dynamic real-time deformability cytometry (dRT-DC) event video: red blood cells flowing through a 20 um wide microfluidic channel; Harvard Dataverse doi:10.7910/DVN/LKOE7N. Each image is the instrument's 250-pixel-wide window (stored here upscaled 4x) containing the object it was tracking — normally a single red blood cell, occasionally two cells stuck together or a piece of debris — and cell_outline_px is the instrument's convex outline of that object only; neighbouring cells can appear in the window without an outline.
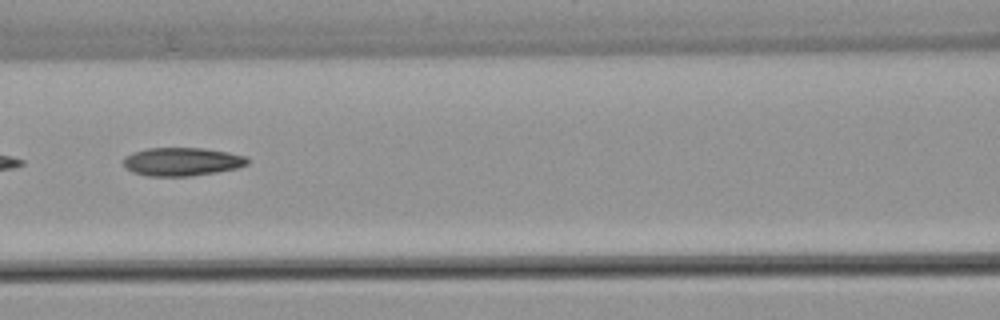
{"species": "common noctule bat (a hibernating species)", "species_latin": "Nyctalus noctula", "temperature_condition": "warm", "stored_images_in_passage": 6, "camera_frame_rate_fps": 3000, "um_per_image_px": 0.085, "animal": {"sex": "female", "body_mass_g": 22.7, "forearm_length_mm": 54.2}, "frame": {"image": 1, "passage_image": 4, "time_ms": 4.667, "image_size_px": [1000, 320], "cell_outline_px": [[248, 164], [236, 168], [216, 172], [192, 176], [148, 176], [132, 172], [124, 164], [124, 156], [132, 152], [148, 148], [204, 148], [228, 152], [248, 156]], "centroid_in_image_um": [15.48, 13.74], "position_along_channel_um": 151.1, "area_um2": 20.52}}
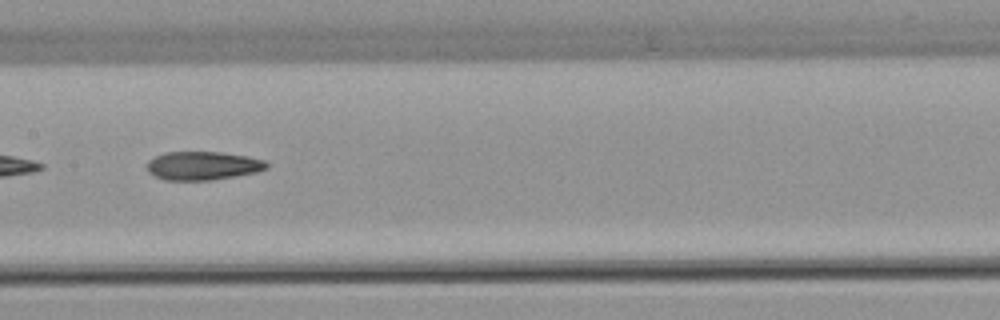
{"frame": {"image": 2, "passage_image": 5, "time_ms": 5.667, "image_size_px": [1000, 320], "cell_outline_px": [[268, 168], [256, 172], [236, 176], [212, 180], [164, 180], [148, 172], [148, 160], [164, 152], [220, 152], [248, 156], [264, 160], [268, 164]], "centroid_in_image_um": [17.25, 14.08], "position_along_channel_um": 190.1, "area_um2": 19.88}}